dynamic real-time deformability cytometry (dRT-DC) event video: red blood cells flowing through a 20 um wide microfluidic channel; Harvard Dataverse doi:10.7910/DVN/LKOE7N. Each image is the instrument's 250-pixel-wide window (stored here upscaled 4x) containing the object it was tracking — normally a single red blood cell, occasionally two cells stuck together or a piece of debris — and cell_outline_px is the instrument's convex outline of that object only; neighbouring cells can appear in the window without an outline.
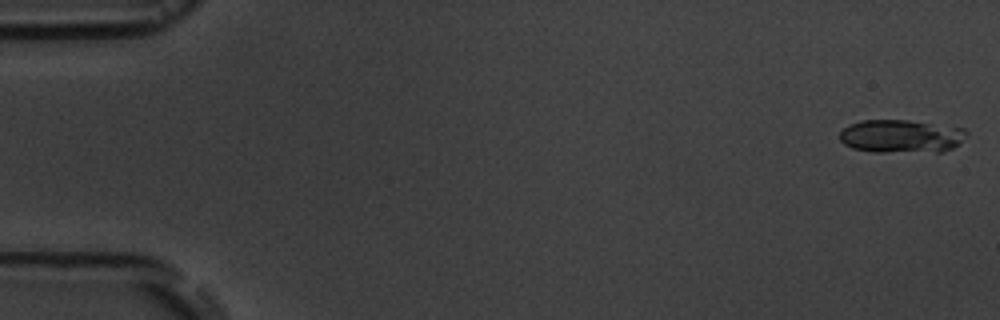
{"species": "common noctule bat (a hibernating species)", "species_latin": "Nyctalus noctula", "temperature_condition": "room temperature", "stored_images_in_passage": 7, "camera_frame_rate_fps": 3000, "um_per_image_px": 0.085, "animal": {"sex": "male", "body_mass_g": 19.5, "forearm_length_mm": 54.6}, "frame": {"image": 1, "passage_image": 1, "time_ms": 0.0, "image_size_px": [1000, 320], "cell_outline_px": [[968, 132], [952, 148], [944, 152], [872, 152], [852, 148], [844, 144], [840, 140], [840, 132], [844, 128], [860, 120], [908, 120], [964, 128]], "centroid_in_image_um": [76.58, 11.59], "position_along_channel_um": 8.4, "area_um2": 24.51}}